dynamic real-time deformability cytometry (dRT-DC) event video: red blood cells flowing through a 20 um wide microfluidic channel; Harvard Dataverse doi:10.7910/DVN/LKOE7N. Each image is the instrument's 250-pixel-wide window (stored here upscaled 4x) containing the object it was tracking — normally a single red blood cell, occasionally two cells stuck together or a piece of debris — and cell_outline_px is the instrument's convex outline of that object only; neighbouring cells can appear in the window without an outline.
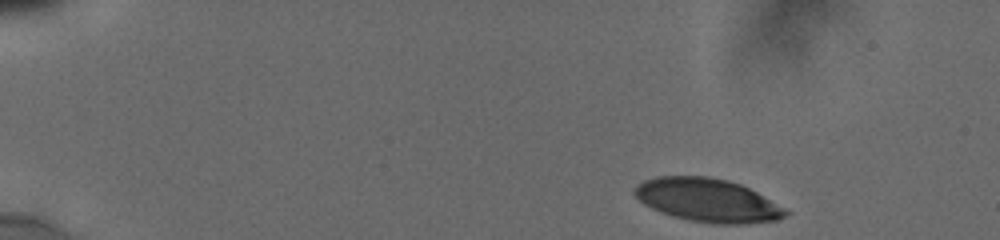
{"species": "human", "species_latin": "Homo sapiens", "temperature_condition": "cold", "stored_images_in_passage": 24, "camera_frame_rate_fps": 3000, "um_per_image_px": 0.085, "donor": {"sex": "male"}, "frame": {"image": 1, "passage_image": 1, "time_ms": 0.0, "image_size_px": [1000, 240], "cell_outline_px": [[792, 212], [776, 220], [748, 224], [716, 224], [688, 220], [672, 216], [660, 212], [644, 204], [632, 192], [632, 188], [636, 184], [644, 180], [656, 176], [708, 176], [728, 180], [740, 184], [756, 192]], "centroid_in_image_um": [60.11, 17.02], "position_along_channel_um": 24.9, "area_um2": 38.32}}
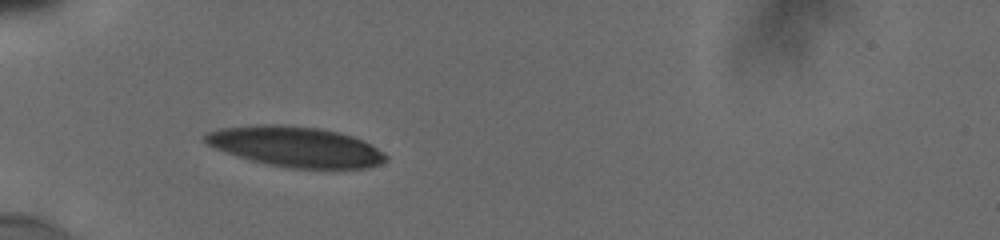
{"frame": {"image": 2, "passage_image": 23, "time_ms": 3.667, "image_size_px": [1000, 240], "cell_outline_px": [[388, 160], [380, 164], [368, 168], [288, 168], [268, 164], [252, 160], [216, 148], [208, 144], [204, 140], [204, 136], [208, 132], [220, 128], [256, 124], [280, 124], [320, 128], [352, 136], [376, 148], [388, 156]], "centroid_in_image_um": [25.14, 12.46], "position_along_channel_um": 59.9, "area_um2": 42.02}}